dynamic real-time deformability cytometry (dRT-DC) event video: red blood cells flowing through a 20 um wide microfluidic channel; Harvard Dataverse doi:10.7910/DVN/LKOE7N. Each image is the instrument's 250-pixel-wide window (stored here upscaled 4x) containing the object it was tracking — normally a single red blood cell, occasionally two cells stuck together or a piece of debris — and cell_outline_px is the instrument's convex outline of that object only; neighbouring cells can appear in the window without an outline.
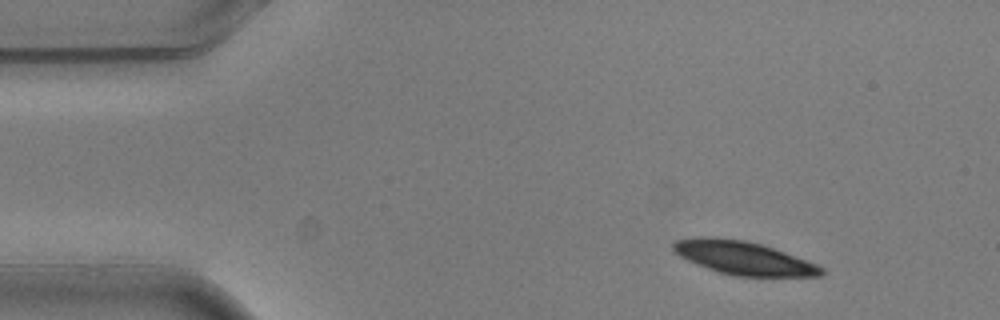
{"species": "common noctule bat (a hibernating species)", "species_latin": "Nyctalus noctula", "temperature_condition": "warm", "stored_images_in_passage": 4, "camera_frame_rate_fps": 3000, "um_per_image_px": 0.085, "animal": {"sex": "male", "body_mass_g": 20.5, "forearm_length_mm": 52.5}, "frame": {"image": 1, "passage_image": 1, "time_ms": 0.0, "image_size_px": [1000, 320], "cell_outline_px": [[824, 276], [736, 276], [720, 272], [696, 264], [680, 256], [672, 248], [672, 244], [676, 240], [700, 236], [708, 236], [744, 240], [760, 244], [784, 252], [816, 264], [824, 268]], "centroid_in_image_um": [63.18, 21.92], "position_along_channel_um": 21.8, "area_um2": 28.44}}